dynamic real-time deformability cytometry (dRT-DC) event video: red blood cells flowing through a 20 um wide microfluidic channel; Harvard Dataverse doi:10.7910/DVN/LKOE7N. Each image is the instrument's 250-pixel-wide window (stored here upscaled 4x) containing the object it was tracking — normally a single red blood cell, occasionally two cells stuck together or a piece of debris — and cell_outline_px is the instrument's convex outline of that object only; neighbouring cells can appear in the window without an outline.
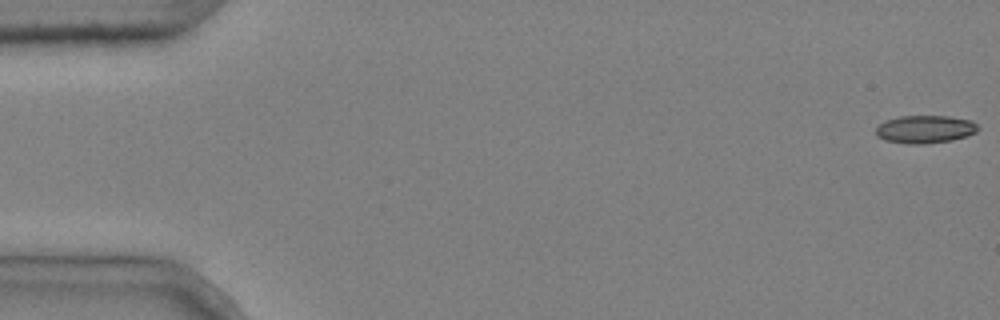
{"species": "common noctule bat (a hibernating species)", "species_latin": "Nyctalus noctula", "temperature_condition": "cold", "stored_images_in_passage": 5, "camera_frame_rate_fps": 3000, "um_per_image_px": 0.085, "animal": {"sex": "male", "body_mass_g": 20.4}, "frame": {"image": 1, "passage_image": 1, "time_ms": 0.0, "image_size_px": [1000, 320], "cell_outline_px": [[980, 128], [976, 132], [968, 136], [952, 140], [924, 144], [908, 144], [884, 140], [876, 136], [876, 128], [884, 120], [900, 116], [948, 116], [972, 120]], "centroid_in_image_um": [78.63, 10.99], "position_along_channel_um": 6.4, "area_um2": 16.76}}
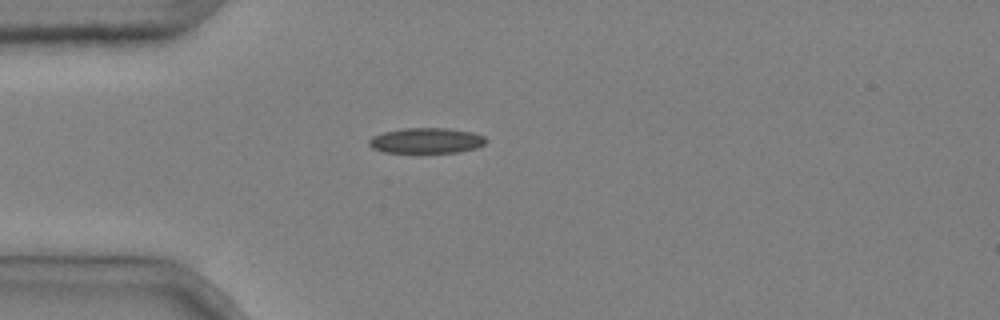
{"frame": {"image": 2, "passage_image": 5, "time_ms": 1.333, "image_size_px": [1000, 320], "cell_outline_px": [[488, 140], [484, 144], [476, 148], [456, 152], [420, 156], [384, 152], [372, 148], [368, 144], [368, 140], [372, 136], [384, 132], [404, 128], [448, 128], [472, 132], [484, 136]], "centroid_in_image_um": [36.2, 12.0], "position_along_channel_um": 48.8, "area_um2": 18.32}}